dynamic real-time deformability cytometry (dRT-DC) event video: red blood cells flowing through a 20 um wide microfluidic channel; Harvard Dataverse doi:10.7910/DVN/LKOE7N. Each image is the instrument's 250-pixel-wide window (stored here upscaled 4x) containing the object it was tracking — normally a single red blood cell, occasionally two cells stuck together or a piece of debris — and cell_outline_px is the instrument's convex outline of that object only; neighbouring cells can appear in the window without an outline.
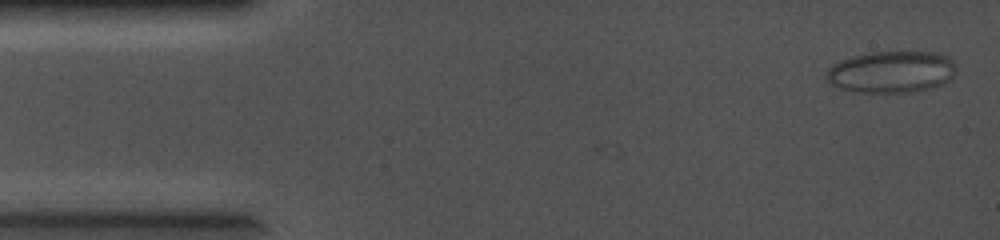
{"species": "common noctule bat (a hibernating species)", "species_latin": "Nyctalus noctula", "temperature_condition": "cold", "stored_images_in_passage": 3, "camera_frame_rate_fps": 5000, "um_per_image_px": 0.085, "animal": {"sex": "female", "body_mass_g": 19.0, "forearm_length_mm": 56.7}, "frame": {"image": 1, "passage_image": 3, "time_ms": 0.4, "image_size_px": [1000, 240], "cell_outline_px": [[956, 68], [952, 76], [948, 80], [940, 84], [928, 88], [912, 92], [852, 92], [828, 84], [824, 76], [824, 72], [832, 64], [840, 60], [852, 56], [868, 52], [936, 52], [948, 56], [952, 60]], "centroid_in_image_um": [75.69, 6.1], "position_along_channel_um": 9.3, "area_um2": 31.85}}